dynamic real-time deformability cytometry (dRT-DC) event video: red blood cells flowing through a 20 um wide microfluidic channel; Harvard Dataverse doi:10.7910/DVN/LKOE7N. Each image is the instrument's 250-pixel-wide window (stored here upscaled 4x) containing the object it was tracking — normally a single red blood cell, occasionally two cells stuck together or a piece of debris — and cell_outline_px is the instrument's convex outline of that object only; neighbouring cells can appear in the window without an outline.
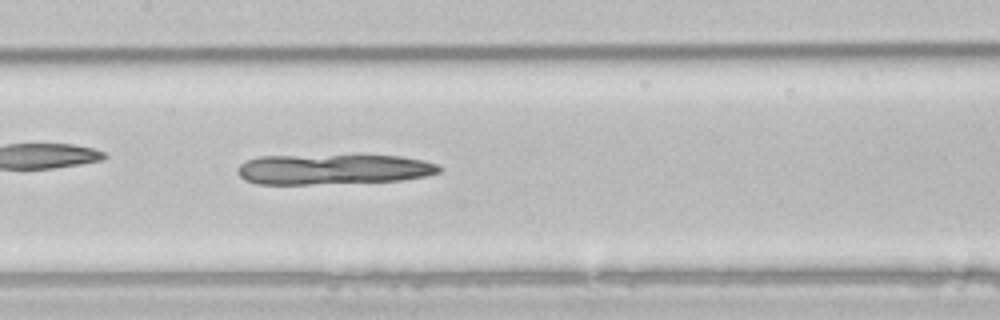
{"species": "common noctule bat (a hibernating species)", "species_latin": "Nyctalus noctula", "temperature_condition": "room temperature", "stored_images_in_passage": 49, "camera_frame_rate_fps": 3000, "um_per_image_px": 0.085, "animal": {"sex": "male", "body_mass_g": 21.5, "forearm_length_mm": 52.0}, "frame": {"image": 1, "passage_image": 23, "time_ms": 7.333, "image_size_px": [1000, 320], "cell_outline_px": [[444, 168], [440, 172], [424, 176], [400, 180], [308, 184], [256, 184], [244, 180], [240, 176], [240, 164], [244, 160], [256, 156], [360, 152], [400, 156], [424, 160], [436, 164]], "centroid_in_image_um": [28.33, 14.32], "position_along_channel_um": 179.1, "area_um2": 37.28}}
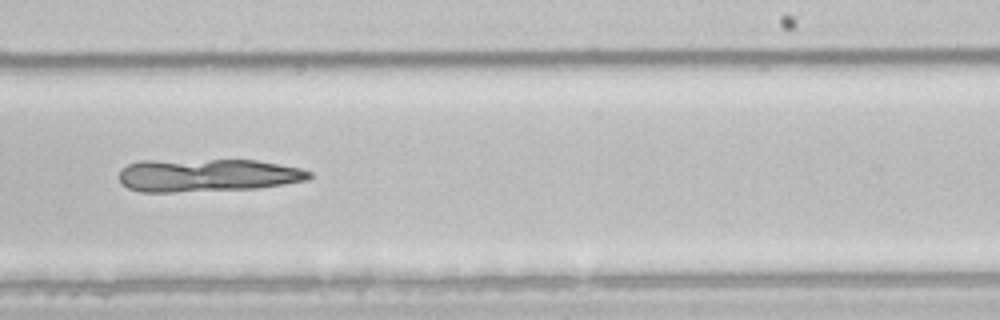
{"frame": {"image": 2, "passage_image": 30, "time_ms": 9.667, "image_size_px": [1000, 320], "cell_outline_px": [[312, 176], [308, 180], [284, 184], [256, 188], [176, 192], [140, 192], [128, 188], [120, 180], [120, 172], [128, 164], [140, 160], [256, 160], [300, 168], [312, 172]], "centroid_in_image_um": [17.63, 14.89], "position_along_channel_um": 271.4, "area_um2": 36.47}}